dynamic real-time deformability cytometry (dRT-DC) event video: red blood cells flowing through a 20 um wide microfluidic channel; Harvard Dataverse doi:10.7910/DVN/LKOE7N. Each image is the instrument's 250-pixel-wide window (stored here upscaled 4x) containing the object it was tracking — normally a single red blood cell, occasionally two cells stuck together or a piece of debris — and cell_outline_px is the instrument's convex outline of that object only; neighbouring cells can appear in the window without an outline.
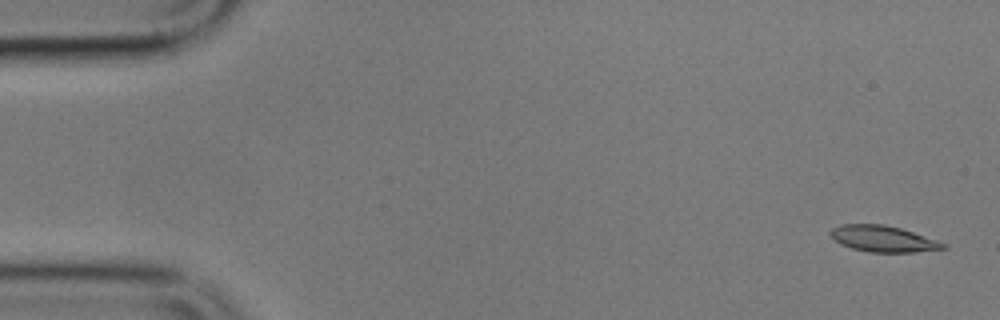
{"species": "common noctule bat (a hibernating species)", "species_latin": "Nyctalus noctula", "temperature_condition": "cold", "stored_images_in_passage": 4, "camera_frame_rate_fps": 3000, "um_per_image_px": 0.085, "animal": {"sex": "male", "body_mass_g": 17.9}, "frame": {"image": 1, "passage_image": 1, "time_ms": 0.0, "image_size_px": [1000, 320], "cell_outline_px": [[948, 248], [916, 252], [868, 252], [852, 248], [840, 244], [828, 232], [832, 228], [840, 224], [884, 224], [900, 228], [948, 244]], "centroid_in_image_um": [75.06, 20.3], "position_along_channel_um": 9.9, "area_um2": 17.17}}
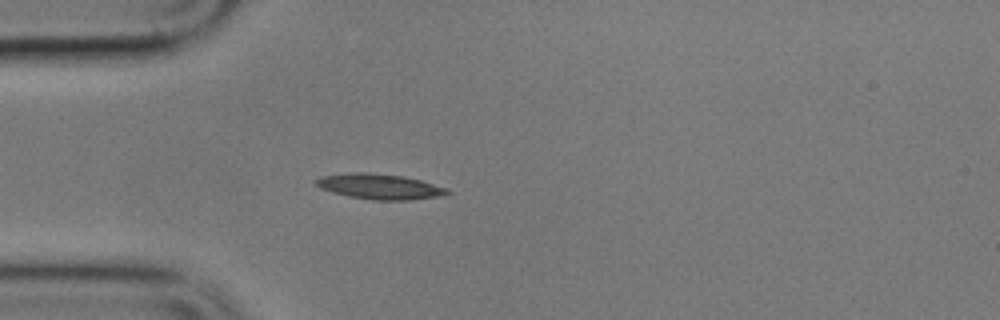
{"frame": {"image": 2, "passage_image": 4, "time_ms": 4.667, "image_size_px": [1000, 320], "cell_outline_px": [[452, 192], [444, 196], [408, 200], [372, 200], [348, 196], [332, 192], [320, 188], [312, 180], [324, 176], [352, 172], [368, 172], [404, 176], [420, 180], [448, 188]], "centroid_in_image_um": [32.3, 15.86], "position_along_channel_um": 52.7, "area_um2": 19.54}}